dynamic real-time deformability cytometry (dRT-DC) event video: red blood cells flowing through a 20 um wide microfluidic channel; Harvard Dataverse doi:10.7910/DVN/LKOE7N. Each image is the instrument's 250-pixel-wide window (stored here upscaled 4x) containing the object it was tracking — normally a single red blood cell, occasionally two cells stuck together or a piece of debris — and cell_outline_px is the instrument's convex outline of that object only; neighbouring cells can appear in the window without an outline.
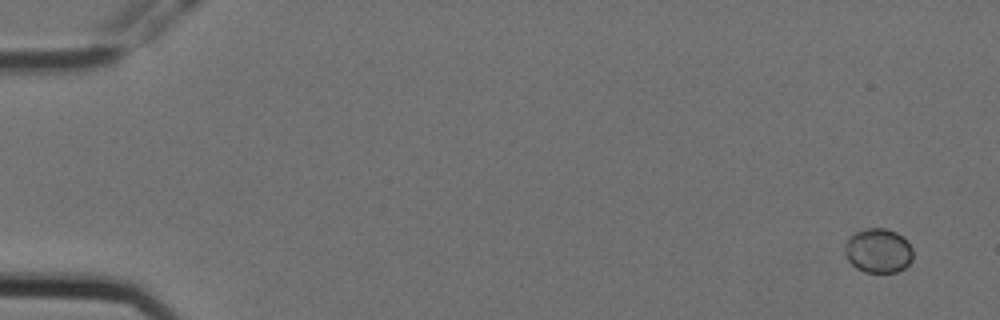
{"species": "Egyptian fruit bat (a non-hibernating species)", "species_latin": "Rousettus aegyptiacus", "temperature_condition": "cold", "stored_images_in_passage": 15, "camera_frame_rate_fps": 3000, "um_per_image_px": 0.085, "animal": {"sex": "female"}, "frame": {"image": 1, "passage_image": 1, "time_ms": 0.0, "image_size_px": [1000, 320], "cell_outline_px": [[912, 260], [904, 268], [896, 272], [864, 272], [856, 268], [848, 260], [844, 252], [844, 244], [856, 232], [864, 228], [884, 228], [896, 232], [908, 240], [912, 248]], "centroid_in_image_um": [74.66, 21.3], "position_along_channel_um": 10.3, "area_um2": 17.69}}
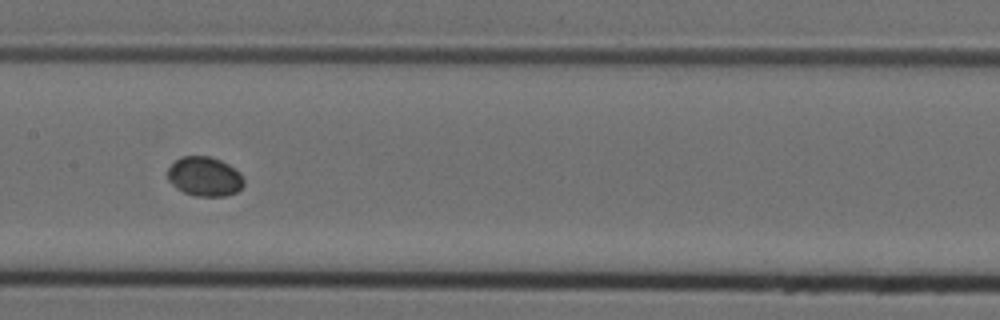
{"frame": {"image": 2, "passage_image": 8, "time_ms": 2.333, "image_size_px": [1000, 320], "cell_outline_px": [[244, 184], [236, 192], [224, 196], [196, 196], [184, 192], [176, 188], [168, 180], [168, 168], [180, 156], [208, 156], [220, 160], [228, 164], [240, 172], [244, 180]], "centroid_in_image_um": [17.39, 15.0], "position_along_channel_um": 190.0, "area_um2": 17.46}}
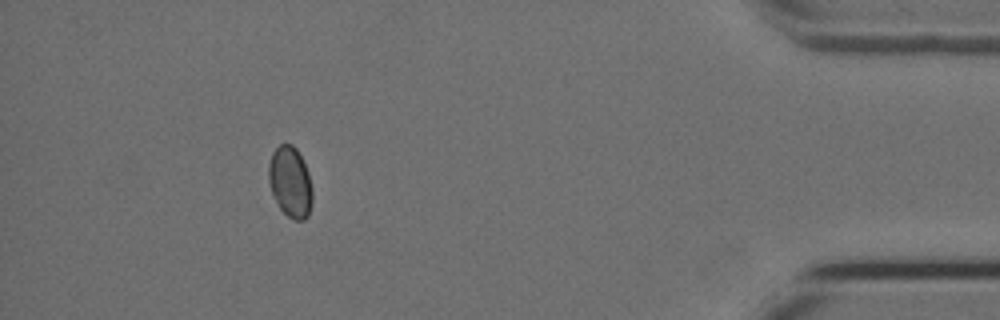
{"frame": {"image": 3, "passage_image": 14, "time_ms": 4.333, "image_size_px": [1000, 320], "cell_outline_px": [[312, 204], [308, 216], [304, 220], [292, 220], [280, 208], [272, 192], [268, 180], [268, 164], [272, 152], [280, 144], [292, 144], [296, 148], [308, 172], [312, 188]], "centroid_in_image_um": [24.67, 15.48], "position_along_channel_um": 410.5, "area_um2": 18.03}}